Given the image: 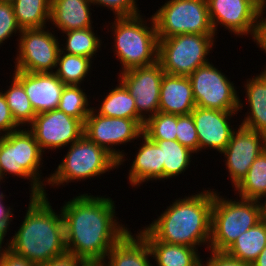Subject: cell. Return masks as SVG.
<instances>
[{"mask_svg": "<svg viewBox=\"0 0 266 266\" xmlns=\"http://www.w3.org/2000/svg\"><path fill=\"white\" fill-rule=\"evenodd\" d=\"M111 197L80 194L61 206L67 252L83 260H105L129 231L117 221Z\"/></svg>", "mask_w": 266, "mask_h": 266, "instance_id": "1", "label": "cell"}, {"mask_svg": "<svg viewBox=\"0 0 266 266\" xmlns=\"http://www.w3.org/2000/svg\"><path fill=\"white\" fill-rule=\"evenodd\" d=\"M27 212L9 250L39 265L67 252L64 220L52 208L48 196H29Z\"/></svg>", "mask_w": 266, "mask_h": 266, "instance_id": "2", "label": "cell"}, {"mask_svg": "<svg viewBox=\"0 0 266 266\" xmlns=\"http://www.w3.org/2000/svg\"><path fill=\"white\" fill-rule=\"evenodd\" d=\"M178 198L145 228L157 241L209 249L211 210L216 189Z\"/></svg>", "mask_w": 266, "mask_h": 266, "instance_id": "3", "label": "cell"}, {"mask_svg": "<svg viewBox=\"0 0 266 266\" xmlns=\"http://www.w3.org/2000/svg\"><path fill=\"white\" fill-rule=\"evenodd\" d=\"M114 18L110 29L114 36V54L122 64L120 72L156 63L159 39L153 16L148 25L142 14Z\"/></svg>", "mask_w": 266, "mask_h": 266, "instance_id": "4", "label": "cell"}, {"mask_svg": "<svg viewBox=\"0 0 266 266\" xmlns=\"http://www.w3.org/2000/svg\"><path fill=\"white\" fill-rule=\"evenodd\" d=\"M42 152L34 135L25 127L6 135H0L2 180L6 178V175H16V177L30 181V196H47L45 187L49 177L41 179L43 177H41L40 168L43 165L42 156L44 155Z\"/></svg>", "mask_w": 266, "mask_h": 266, "instance_id": "5", "label": "cell"}, {"mask_svg": "<svg viewBox=\"0 0 266 266\" xmlns=\"http://www.w3.org/2000/svg\"><path fill=\"white\" fill-rule=\"evenodd\" d=\"M219 195L214 192L209 250L225 252L242 233L263 219L262 207L258 200L233 201Z\"/></svg>", "mask_w": 266, "mask_h": 266, "instance_id": "6", "label": "cell"}, {"mask_svg": "<svg viewBox=\"0 0 266 266\" xmlns=\"http://www.w3.org/2000/svg\"><path fill=\"white\" fill-rule=\"evenodd\" d=\"M68 148L56 171L49 175L47 185L61 186L75 180L86 181L119 168L118 160L114 156L84 134Z\"/></svg>", "mask_w": 266, "mask_h": 266, "instance_id": "7", "label": "cell"}, {"mask_svg": "<svg viewBox=\"0 0 266 266\" xmlns=\"http://www.w3.org/2000/svg\"><path fill=\"white\" fill-rule=\"evenodd\" d=\"M215 35L181 34L158 38V62L167 74L190 76L197 68L209 63Z\"/></svg>", "mask_w": 266, "mask_h": 266, "instance_id": "8", "label": "cell"}, {"mask_svg": "<svg viewBox=\"0 0 266 266\" xmlns=\"http://www.w3.org/2000/svg\"><path fill=\"white\" fill-rule=\"evenodd\" d=\"M158 38L191 33L215 34L207 0H169L152 15Z\"/></svg>", "mask_w": 266, "mask_h": 266, "instance_id": "9", "label": "cell"}, {"mask_svg": "<svg viewBox=\"0 0 266 266\" xmlns=\"http://www.w3.org/2000/svg\"><path fill=\"white\" fill-rule=\"evenodd\" d=\"M188 78L197 107L220 111L243 110L242 99L240 100L233 81H229L212 62L200 66Z\"/></svg>", "mask_w": 266, "mask_h": 266, "instance_id": "10", "label": "cell"}, {"mask_svg": "<svg viewBox=\"0 0 266 266\" xmlns=\"http://www.w3.org/2000/svg\"><path fill=\"white\" fill-rule=\"evenodd\" d=\"M45 28L24 29L18 35L15 69L29 73H54L60 52V41Z\"/></svg>", "mask_w": 266, "mask_h": 266, "instance_id": "11", "label": "cell"}, {"mask_svg": "<svg viewBox=\"0 0 266 266\" xmlns=\"http://www.w3.org/2000/svg\"><path fill=\"white\" fill-rule=\"evenodd\" d=\"M143 127L135 119L105 117L92 108L84 123V135L98 146L106 149L118 160V167L126 161L124 150L113 147L137 140ZM133 140V141H131Z\"/></svg>", "mask_w": 266, "mask_h": 266, "instance_id": "12", "label": "cell"}, {"mask_svg": "<svg viewBox=\"0 0 266 266\" xmlns=\"http://www.w3.org/2000/svg\"><path fill=\"white\" fill-rule=\"evenodd\" d=\"M28 127L43 153L67 147L84 134V124L79 119L58 109L37 114Z\"/></svg>", "mask_w": 266, "mask_h": 266, "instance_id": "13", "label": "cell"}, {"mask_svg": "<svg viewBox=\"0 0 266 266\" xmlns=\"http://www.w3.org/2000/svg\"><path fill=\"white\" fill-rule=\"evenodd\" d=\"M210 21L215 34L222 26L234 35L258 37L261 10L250 0H207Z\"/></svg>", "mask_w": 266, "mask_h": 266, "instance_id": "14", "label": "cell"}, {"mask_svg": "<svg viewBox=\"0 0 266 266\" xmlns=\"http://www.w3.org/2000/svg\"><path fill=\"white\" fill-rule=\"evenodd\" d=\"M164 73L158 61L152 65L119 72L118 80L135 99L137 113L145 121L159 112L160 87Z\"/></svg>", "mask_w": 266, "mask_h": 266, "instance_id": "15", "label": "cell"}, {"mask_svg": "<svg viewBox=\"0 0 266 266\" xmlns=\"http://www.w3.org/2000/svg\"><path fill=\"white\" fill-rule=\"evenodd\" d=\"M265 149L266 135L241 125L233 131L227 147L220 154L226 157V169L234 188L247 175L252 163Z\"/></svg>", "mask_w": 266, "mask_h": 266, "instance_id": "16", "label": "cell"}, {"mask_svg": "<svg viewBox=\"0 0 266 266\" xmlns=\"http://www.w3.org/2000/svg\"><path fill=\"white\" fill-rule=\"evenodd\" d=\"M237 113L238 111H220L196 106L190 114L198 134L199 151L208 148L222 152L235 130L229 121Z\"/></svg>", "mask_w": 266, "mask_h": 266, "instance_id": "17", "label": "cell"}, {"mask_svg": "<svg viewBox=\"0 0 266 266\" xmlns=\"http://www.w3.org/2000/svg\"><path fill=\"white\" fill-rule=\"evenodd\" d=\"M13 72L36 114L57 109L65 84L54 73Z\"/></svg>", "mask_w": 266, "mask_h": 266, "instance_id": "18", "label": "cell"}, {"mask_svg": "<svg viewBox=\"0 0 266 266\" xmlns=\"http://www.w3.org/2000/svg\"><path fill=\"white\" fill-rule=\"evenodd\" d=\"M196 103L188 76L164 73L160 87L159 112L189 115Z\"/></svg>", "mask_w": 266, "mask_h": 266, "instance_id": "19", "label": "cell"}, {"mask_svg": "<svg viewBox=\"0 0 266 266\" xmlns=\"http://www.w3.org/2000/svg\"><path fill=\"white\" fill-rule=\"evenodd\" d=\"M140 138L143 143L138 148L128 172V181L132 187L150 180H163L162 149L144 134Z\"/></svg>", "mask_w": 266, "mask_h": 266, "instance_id": "20", "label": "cell"}, {"mask_svg": "<svg viewBox=\"0 0 266 266\" xmlns=\"http://www.w3.org/2000/svg\"><path fill=\"white\" fill-rule=\"evenodd\" d=\"M91 5L90 0H51L50 22L62 33L91 28Z\"/></svg>", "mask_w": 266, "mask_h": 266, "instance_id": "21", "label": "cell"}, {"mask_svg": "<svg viewBox=\"0 0 266 266\" xmlns=\"http://www.w3.org/2000/svg\"><path fill=\"white\" fill-rule=\"evenodd\" d=\"M135 235L129 230L111 248L105 258L107 266H155L150 263L152 255L146 240L138 231Z\"/></svg>", "mask_w": 266, "mask_h": 266, "instance_id": "22", "label": "cell"}, {"mask_svg": "<svg viewBox=\"0 0 266 266\" xmlns=\"http://www.w3.org/2000/svg\"><path fill=\"white\" fill-rule=\"evenodd\" d=\"M139 234L146 240L156 266H198L202 262L196 248L157 241L145 228Z\"/></svg>", "mask_w": 266, "mask_h": 266, "instance_id": "23", "label": "cell"}, {"mask_svg": "<svg viewBox=\"0 0 266 266\" xmlns=\"http://www.w3.org/2000/svg\"><path fill=\"white\" fill-rule=\"evenodd\" d=\"M260 73L243 84L250 111L241 126L266 135V66Z\"/></svg>", "mask_w": 266, "mask_h": 266, "instance_id": "24", "label": "cell"}, {"mask_svg": "<svg viewBox=\"0 0 266 266\" xmlns=\"http://www.w3.org/2000/svg\"><path fill=\"white\" fill-rule=\"evenodd\" d=\"M98 106V110L93 108L102 116L135 119L144 126L145 120L137 113L135 99L120 80L119 85L113 88Z\"/></svg>", "mask_w": 266, "mask_h": 266, "instance_id": "25", "label": "cell"}, {"mask_svg": "<svg viewBox=\"0 0 266 266\" xmlns=\"http://www.w3.org/2000/svg\"><path fill=\"white\" fill-rule=\"evenodd\" d=\"M266 246V221L262 219L242 233L224 252L231 258L252 264Z\"/></svg>", "mask_w": 266, "mask_h": 266, "instance_id": "26", "label": "cell"}, {"mask_svg": "<svg viewBox=\"0 0 266 266\" xmlns=\"http://www.w3.org/2000/svg\"><path fill=\"white\" fill-rule=\"evenodd\" d=\"M12 5L21 30L47 27L46 22L50 21L51 0H14Z\"/></svg>", "mask_w": 266, "mask_h": 266, "instance_id": "27", "label": "cell"}, {"mask_svg": "<svg viewBox=\"0 0 266 266\" xmlns=\"http://www.w3.org/2000/svg\"><path fill=\"white\" fill-rule=\"evenodd\" d=\"M162 149L163 179L184 173L190 166L192 153L177 140H152Z\"/></svg>", "mask_w": 266, "mask_h": 266, "instance_id": "28", "label": "cell"}, {"mask_svg": "<svg viewBox=\"0 0 266 266\" xmlns=\"http://www.w3.org/2000/svg\"><path fill=\"white\" fill-rule=\"evenodd\" d=\"M234 191L243 199L261 201L266 196V149L255 159Z\"/></svg>", "mask_w": 266, "mask_h": 266, "instance_id": "29", "label": "cell"}, {"mask_svg": "<svg viewBox=\"0 0 266 266\" xmlns=\"http://www.w3.org/2000/svg\"><path fill=\"white\" fill-rule=\"evenodd\" d=\"M91 64L90 58L64 53L60 50L54 74L65 85H81L91 71Z\"/></svg>", "mask_w": 266, "mask_h": 266, "instance_id": "30", "label": "cell"}, {"mask_svg": "<svg viewBox=\"0 0 266 266\" xmlns=\"http://www.w3.org/2000/svg\"><path fill=\"white\" fill-rule=\"evenodd\" d=\"M93 29L91 27L63 32V34H66V43L63 47H60L62 52L85 56L93 60L94 55L102 47V40L95 35Z\"/></svg>", "mask_w": 266, "mask_h": 266, "instance_id": "31", "label": "cell"}, {"mask_svg": "<svg viewBox=\"0 0 266 266\" xmlns=\"http://www.w3.org/2000/svg\"><path fill=\"white\" fill-rule=\"evenodd\" d=\"M11 85L3 94L15 122L23 128L29 126L37 115L31 106L23 85L13 76ZM29 124V125H28Z\"/></svg>", "mask_w": 266, "mask_h": 266, "instance_id": "32", "label": "cell"}, {"mask_svg": "<svg viewBox=\"0 0 266 266\" xmlns=\"http://www.w3.org/2000/svg\"><path fill=\"white\" fill-rule=\"evenodd\" d=\"M87 97L81 85H65L57 109L84 124L92 110Z\"/></svg>", "mask_w": 266, "mask_h": 266, "instance_id": "33", "label": "cell"}, {"mask_svg": "<svg viewBox=\"0 0 266 266\" xmlns=\"http://www.w3.org/2000/svg\"><path fill=\"white\" fill-rule=\"evenodd\" d=\"M177 115L157 114L146 119L143 134L150 140H176Z\"/></svg>", "mask_w": 266, "mask_h": 266, "instance_id": "34", "label": "cell"}, {"mask_svg": "<svg viewBox=\"0 0 266 266\" xmlns=\"http://www.w3.org/2000/svg\"><path fill=\"white\" fill-rule=\"evenodd\" d=\"M176 128V140L197 154L199 152V141L192 115H177Z\"/></svg>", "mask_w": 266, "mask_h": 266, "instance_id": "35", "label": "cell"}, {"mask_svg": "<svg viewBox=\"0 0 266 266\" xmlns=\"http://www.w3.org/2000/svg\"><path fill=\"white\" fill-rule=\"evenodd\" d=\"M21 31L14 15L12 2L0 1V46L2 47L3 41L11 37L13 33L20 34Z\"/></svg>", "mask_w": 266, "mask_h": 266, "instance_id": "36", "label": "cell"}, {"mask_svg": "<svg viewBox=\"0 0 266 266\" xmlns=\"http://www.w3.org/2000/svg\"><path fill=\"white\" fill-rule=\"evenodd\" d=\"M94 5H97V7L104 6L108 7L107 9H110L113 11V15L115 17H130L137 14H140V10L137 7L136 4L137 0H90Z\"/></svg>", "mask_w": 266, "mask_h": 266, "instance_id": "37", "label": "cell"}, {"mask_svg": "<svg viewBox=\"0 0 266 266\" xmlns=\"http://www.w3.org/2000/svg\"><path fill=\"white\" fill-rule=\"evenodd\" d=\"M0 90V135H6L21 128L14 120L7 104L4 91Z\"/></svg>", "mask_w": 266, "mask_h": 266, "instance_id": "38", "label": "cell"}, {"mask_svg": "<svg viewBox=\"0 0 266 266\" xmlns=\"http://www.w3.org/2000/svg\"><path fill=\"white\" fill-rule=\"evenodd\" d=\"M210 254L204 266H252V264L231 258L224 252H214L210 250Z\"/></svg>", "mask_w": 266, "mask_h": 266, "instance_id": "39", "label": "cell"}, {"mask_svg": "<svg viewBox=\"0 0 266 266\" xmlns=\"http://www.w3.org/2000/svg\"><path fill=\"white\" fill-rule=\"evenodd\" d=\"M82 261V258L75 256L73 253L65 252L37 266H79Z\"/></svg>", "mask_w": 266, "mask_h": 266, "instance_id": "40", "label": "cell"}, {"mask_svg": "<svg viewBox=\"0 0 266 266\" xmlns=\"http://www.w3.org/2000/svg\"><path fill=\"white\" fill-rule=\"evenodd\" d=\"M3 200H5V196L0 199V234H7V232L10 230L9 225L11 222H13L12 217L14 216V213H12V210L14 208L6 206Z\"/></svg>", "mask_w": 266, "mask_h": 266, "instance_id": "41", "label": "cell"}, {"mask_svg": "<svg viewBox=\"0 0 266 266\" xmlns=\"http://www.w3.org/2000/svg\"><path fill=\"white\" fill-rule=\"evenodd\" d=\"M1 266H37L35 263L28 261L26 258L8 250L3 258Z\"/></svg>", "mask_w": 266, "mask_h": 266, "instance_id": "42", "label": "cell"}, {"mask_svg": "<svg viewBox=\"0 0 266 266\" xmlns=\"http://www.w3.org/2000/svg\"><path fill=\"white\" fill-rule=\"evenodd\" d=\"M264 13L266 12L261 11L259 32L255 42L256 45H259L258 47L262 49L261 51H264L266 53V17H264Z\"/></svg>", "mask_w": 266, "mask_h": 266, "instance_id": "43", "label": "cell"}, {"mask_svg": "<svg viewBox=\"0 0 266 266\" xmlns=\"http://www.w3.org/2000/svg\"><path fill=\"white\" fill-rule=\"evenodd\" d=\"M6 234H0V266L2 265L3 258L6 254V252L9 250V242L6 243V246H2L4 244L5 240L4 237ZM4 247V248H3Z\"/></svg>", "mask_w": 266, "mask_h": 266, "instance_id": "44", "label": "cell"}, {"mask_svg": "<svg viewBox=\"0 0 266 266\" xmlns=\"http://www.w3.org/2000/svg\"><path fill=\"white\" fill-rule=\"evenodd\" d=\"M252 266H266V246L252 263Z\"/></svg>", "mask_w": 266, "mask_h": 266, "instance_id": "45", "label": "cell"}, {"mask_svg": "<svg viewBox=\"0 0 266 266\" xmlns=\"http://www.w3.org/2000/svg\"><path fill=\"white\" fill-rule=\"evenodd\" d=\"M79 266H107L105 260H83Z\"/></svg>", "mask_w": 266, "mask_h": 266, "instance_id": "46", "label": "cell"}, {"mask_svg": "<svg viewBox=\"0 0 266 266\" xmlns=\"http://www.w3.org/2000/svg\"><path fill=\"white\" fill-rule=\"evenodd\" d=\"M253 2L261 11H266V0H250Z\"/></svg>", "mask_w": 266, "mask_h": 266, "instance_id": "47", "label": "cell"}, {"mask_svg": "<svg viewBox=\"0 0 266 266\" xmlns=\"http://www.w3.org/2000/svg\"><path fill=\"white\" fill-rule=\"evenodd\" d=\"M262 200L260 201L262 207V218L266 221V196Z\"/></svg>", "mask_w": 266, "mask_h": 266, "instance_id": "48", "label": "cell"}, {"mask_svg": "<svg viewBox=\"0 0 266 266\" xmlns=\"http://www.w3.org/2000/svg\"><path fill=\"white\" fill-rule=\"evenodd\" d=\"M3 180H0V182H2ZM1 184V183H0ZM1 187V186H0ZM5 195L2 193V191H0V199H2Z\"/></svg>", "mask_w": 266, "mask_h": 266, "instance_id": "49", "label": "cell"}, {"mask_svg": "<svg viewBox=\"0 0 266 266\" xmlns=\"http://www.w3.org/2000/svg\"><path fill=\"white\" fill-rule=\"evenodd\" d=\"M0 1L13 2L14 0H0Z\"/></svg>", "mask_w": 266, "mask_h": 266, "instance_id": "50", "label": "cell"}, {"mask_svg": "<svg viewBox=\"0 0 266 266\" xmlns=\"http://www.w3.org/2000/svg\"><path fill=\"white\" fill-rule=\"evenodd\" d=\"M198 266H204V262H201Z\"/></svg>", "mask_w": 266, "mask_h": 266, "instance_id": "51", "label": "cell"}]
</instances>
